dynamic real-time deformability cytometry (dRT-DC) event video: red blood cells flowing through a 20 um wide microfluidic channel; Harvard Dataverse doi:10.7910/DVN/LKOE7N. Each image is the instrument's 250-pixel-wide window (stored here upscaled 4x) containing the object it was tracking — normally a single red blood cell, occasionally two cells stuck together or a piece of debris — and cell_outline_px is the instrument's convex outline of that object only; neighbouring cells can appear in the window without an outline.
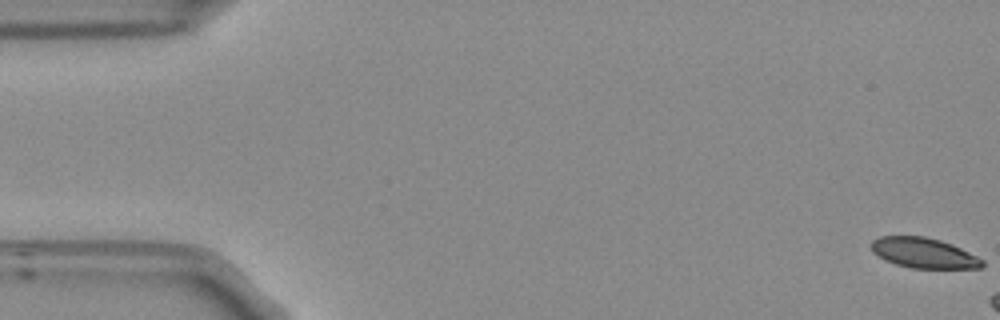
{"species": "Egyptian fruit bat (a non-hibernating species)", "species_latin": "Rousettus aegyptiacus", "temperature_condition": "room temperature", "stored_images_in_passage": 17, "camera_frame_rate_fps": 3000, "um_per_image_px": 0.085, "frame": {"image": 1, "passage_image": 1, "time_ms": 0.0, "image_size_px": [1000, 320], "cell_outline_px": [[984, 264], [980, 268], [912, 268], [896, 264], [884, 260], [872, 252], [872, 240], [880, 236], [924, 236], [940, 240], [952, 244], [984, 260]], "centroid_in_image_um": [78.5, 21.5], "position_along_channel_um": 6.5, "area_um2": 19.48}}
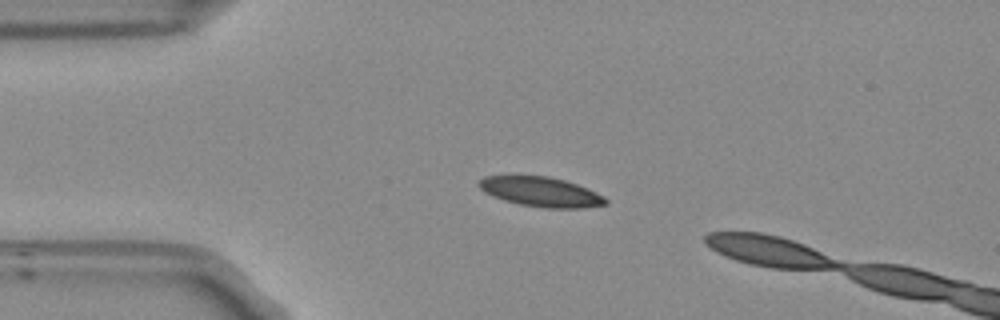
{"frame": {"image": 2, "passage_image": 13, "time_ms": 4.0, "image_size_px": [1000, 320], "cell_outline_px": [[608, 204], [584, 208], [544, 208], [520, 204], [504, 200], [484, 192], [476, 184], [484, 176], [548, 176], [564, 180], [588, 188], [604, 196], [608, 200]], "centroid_in_image_um": [46.0, 16.31], "position_along_channel_um": 39.0, "area_um2": 21.91}}